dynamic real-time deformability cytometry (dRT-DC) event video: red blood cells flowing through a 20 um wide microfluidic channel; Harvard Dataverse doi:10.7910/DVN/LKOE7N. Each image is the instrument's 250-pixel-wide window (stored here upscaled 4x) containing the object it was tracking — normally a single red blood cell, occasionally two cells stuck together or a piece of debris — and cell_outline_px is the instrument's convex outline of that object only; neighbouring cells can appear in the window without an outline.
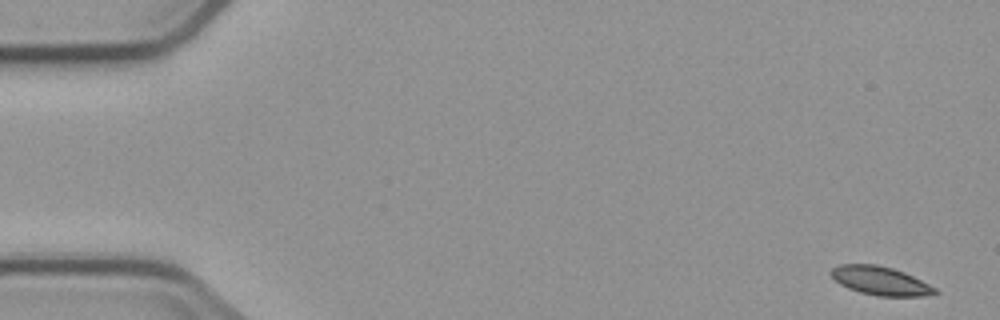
{"species": "common noctule bat (a hibernating species)", "species_latin": "Nyctalus noctula", "temperature_condition": "cold", "stored_images_in_passage": 5, "camera_frame_rate_fps": 3000, "um_per_image_px": 0.085, "animal": {"sex": "male", "body_mass_g": 23.1, "forearm_length_mm": 52.7}, "frame": {"image": 1, "passage_image": 1, "time_ms": 0.0, "image_size_px": [1000, 320], "cell_outline_px": [[940, 292], [920, 296], [876, 296], [860, 292], [848, 288], [840, 284], [828, 272], [832, 268], [840, 264], [876, 264], [892, 268], [904, 272], [936, 288]], "centroid_in_image_um": [74.8, 23.86], "position_along_channel_um": 10.2, "area_um2": 17.22}}
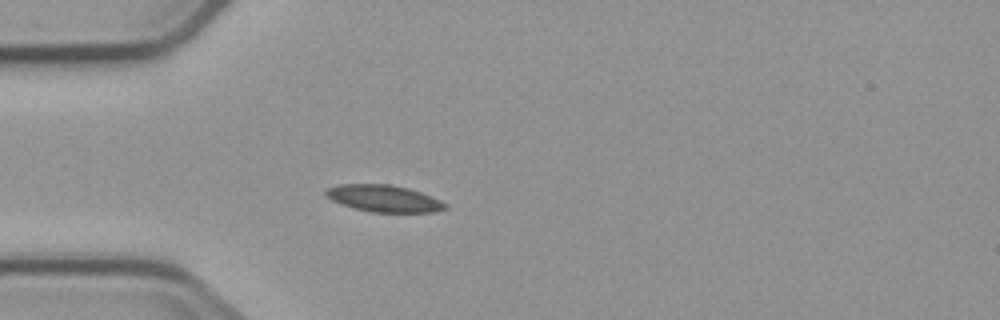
{"frame": {"image": 2, "passage_image": 5, "time_ms": 4.667, "image_size_px": [1000, 320], "cell_outline_px": [[448, 208], [436, 212], [372, 212], [352, 208], [332, 200], [324, 192], [328, 188], [340, 184], [388, 184], [408, 188], [420, 192], [440, 200], [448, 204]], "centroid_in_image_um": [32.66, 16.87], "position_along_channel_um": 52.3, "area_um2": 18.61}}